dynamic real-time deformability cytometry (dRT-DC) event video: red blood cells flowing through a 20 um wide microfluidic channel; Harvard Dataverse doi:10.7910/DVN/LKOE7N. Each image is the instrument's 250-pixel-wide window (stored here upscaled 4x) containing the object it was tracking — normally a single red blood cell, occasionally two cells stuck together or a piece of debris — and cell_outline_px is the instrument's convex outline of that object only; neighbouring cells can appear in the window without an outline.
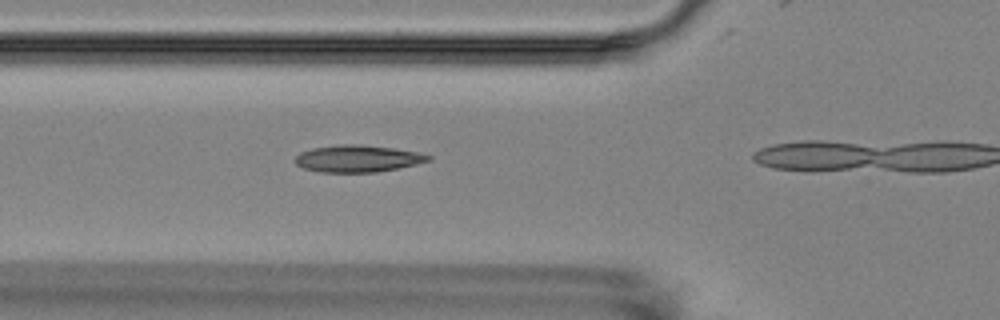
{"species": "Egyptian fruit bat (a non-hibernating species)", "species_latin": "Rousettus aegyptiacus", "temperature_condition": "room temperature", "stored_images_in_passage": 4, "camera_frame_rate_fps": 3000, "um_per_image_px": 0.085, "animal": {"sex": "female"}, "frame": {"image": 1, "passage_image": 3, "time_ms": 2.333, "image_size_px": [1000, 320], "cell_outline_px": [[432, 160], [416, 164], [376, 172], [320, 172], [304, 168], [296, 164], [292, 160], [300, 152], [312, 148], [340, 144], [360, 144], [392, 148], [416, 152], [432, 156]], "centroid_in_image_um": [30.36, 13.47], "position_along_channel_um": 95.4, "area_um2": 20.87}}